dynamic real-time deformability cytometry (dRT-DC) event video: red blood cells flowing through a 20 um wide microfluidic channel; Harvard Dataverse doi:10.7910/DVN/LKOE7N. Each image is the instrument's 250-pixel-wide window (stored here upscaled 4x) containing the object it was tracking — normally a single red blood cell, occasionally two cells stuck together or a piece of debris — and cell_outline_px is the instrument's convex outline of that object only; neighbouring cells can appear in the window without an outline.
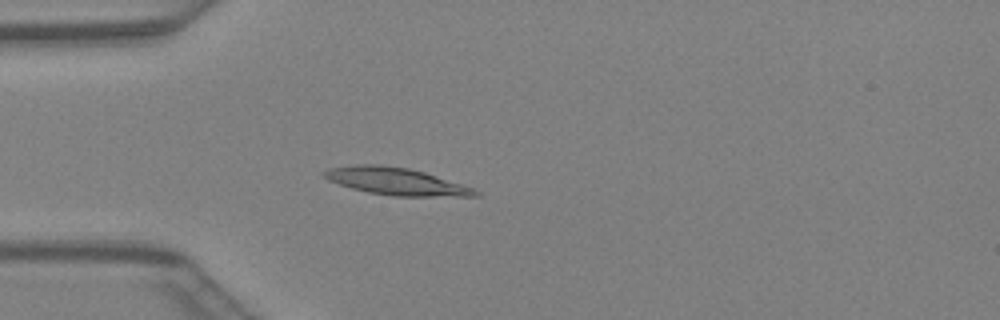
{"species": "Egyptian fruit bat (a non-hibernating species)", "species_latin": "Rousettus aegyptiacus", "temperature_condition": "warm", "stored_images_in_passage": 38, "camera_frame_rate_fps": 3000, "um_per_image_px": 0.085, "animal": {"sex": "female"}, "frame": {"image": 1, "passage_image": 8, "time_ms": 2.333, "image_size_px": [1000, 320], "cell_outline_px": [[480, 196], [392, 196], [368, 192], [352, 188], [328, 180], [320, 172], [328, 168], [356, 164], [380, 164], [408, 168], [424, 172], [472, 188], [480, 192]], "centroid_in_image_um": [33.61, 15.4], "position_along_channel_um": 51.4, "area_um2": 23.81}}
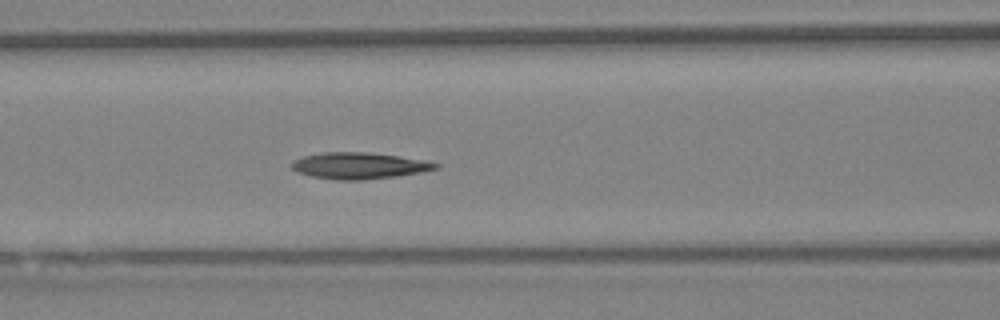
{"frame": {"image": 2, "passage_image": 14, "time_ms": 4.333, "image_size_px": [1000, 320], "cell_outline_px": [[440, 168], [420, 172], [396, 176], [364, 180], [336, 180], [312, 176], [296, 172], [292, 168], [292, 160], [304, 156], [320, 152], [364, 152], [428, 160], [440, 164]], "centroid_in_image_um": [30.53, 14.08], "position_along_channel_um": 136.1, "area_um2": 22.2}}
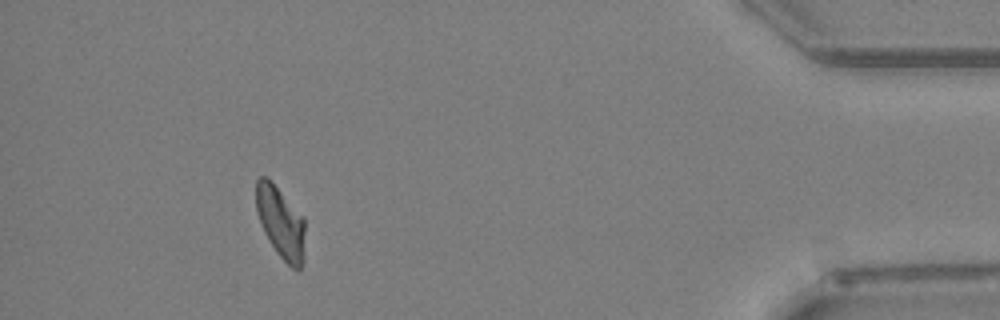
{"frame": {"image": 3, "passage_image": 35, "time_ms": 11.333, "image_size_px": [1000, 320], "cell_outline_px": [[304, 260], [300, 268], [296, 272], [276, 252], [268, 240], [260, 224], [256, 212], [256, 180], [260, 176], [268, 176], [304, 220]], "centroid_in_image_um": [23.83, 18.92], "position_along_channel_um": 411.4, "area_um2": 20.4}}